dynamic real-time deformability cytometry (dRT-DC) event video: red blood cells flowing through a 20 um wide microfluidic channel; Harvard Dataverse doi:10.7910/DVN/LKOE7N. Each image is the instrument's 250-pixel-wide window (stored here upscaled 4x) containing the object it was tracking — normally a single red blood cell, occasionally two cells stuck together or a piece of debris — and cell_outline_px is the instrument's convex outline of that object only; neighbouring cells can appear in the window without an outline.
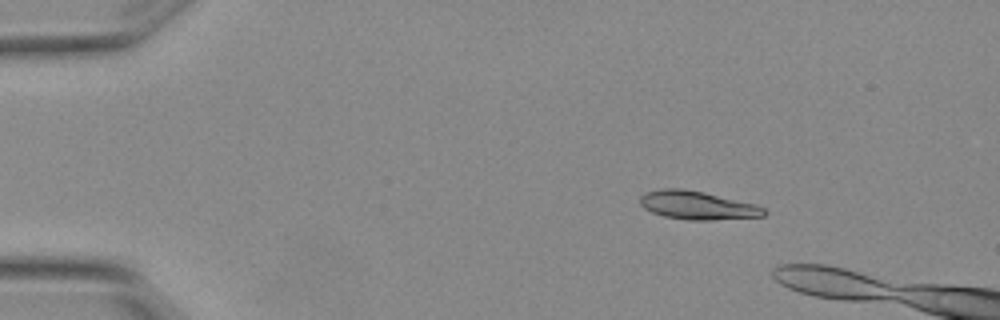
{"species": "Egyptian fruit bat (a non-hibernating species)", "species_latin": "Rousettus aegyptiacus", "temperature_condition": "warm", "stored_images_in_passage": 3, "camera_frame_rate_fps": 3000, "um_per_image_px": 0.085, "animal": {"sex": "female"}, "frame": {"image": 1, "passage_image": 1, "time_ms": 0.0, "image_size_px": [1000, 320], "cell_outline_px": [[768, 212], [764, 216], [708, 220], [688, 220], [664, 216], [652, 212], [644, 208], [640, 204], [640, 196], [648, 192], [664, 188], [684, 188], [704, 192], [756, 204], [764, 208]], "centroid_in_image_um": [59.29, 17.45], "position_along_channel_um": 25.7, "area_um2": 20.46}}